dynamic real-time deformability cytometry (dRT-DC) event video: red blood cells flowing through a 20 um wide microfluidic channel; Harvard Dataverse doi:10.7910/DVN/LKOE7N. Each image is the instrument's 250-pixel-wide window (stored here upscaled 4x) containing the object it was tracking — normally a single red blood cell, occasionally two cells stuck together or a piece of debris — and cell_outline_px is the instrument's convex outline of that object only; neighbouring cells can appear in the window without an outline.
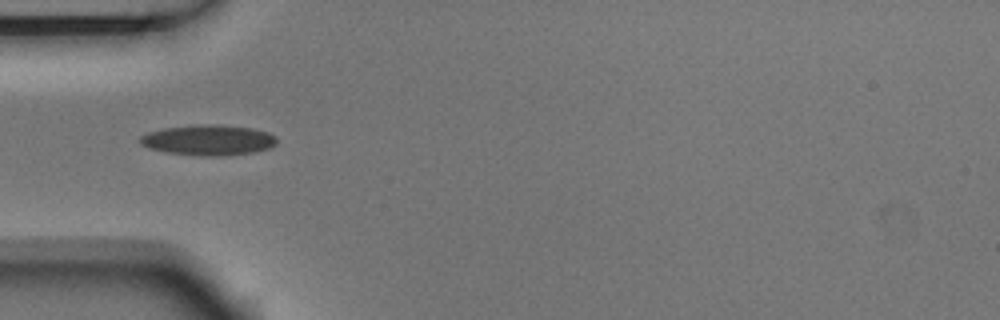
{"species": "Egyptian fruit bat (a non-hibernating species)", "species_latin": "Rousettus aegyptiacus", "temperature_condition": "room temperature", "stored_images_in_passage": 9, "camera_frame_rate_fps": 3000, "um_per_image_px": 0.085, "animal": {"sex": "male"}, "frame": {"image": 1, "passage_image": 4, "time_ms": 1.0, "image_size_px": [1000, 320], "cell_outline_px": [[276, 144], [268, 148], [252, 152], [216, 156], [200, 156], [168, 152], [148, 148], [140, 144], [140, 136], [148, 132], [164, 128], [208, 124], [252, 128], [268, 132], [276, 136]], "centroid_in_image_um": [17.7, 11.91], "position_along_channel_um": 67.3, "area_um2": 23.93}}
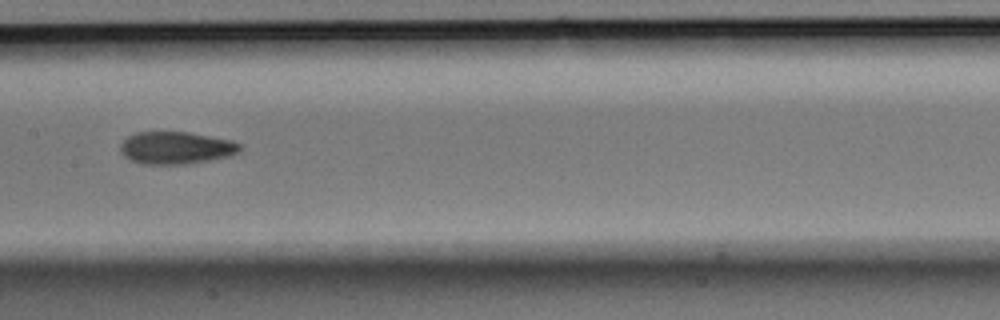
{"frame": {"image": 2, "passage_image": 7, "time_ms": 2.0, "image_size_px": [1000, 320], "cell_outline_px": [[240, 152], [228, 156], [188, 164], [140, 164], [124, 156], [120, 152], [120, 144], [128, 136], [136, 132], [188, 132], [232, 140], [240, 144]], "centroid_in_image_um": [14.94, 12.57], "position_along_channel_um": 192.5, "area_um2": 22.54}}
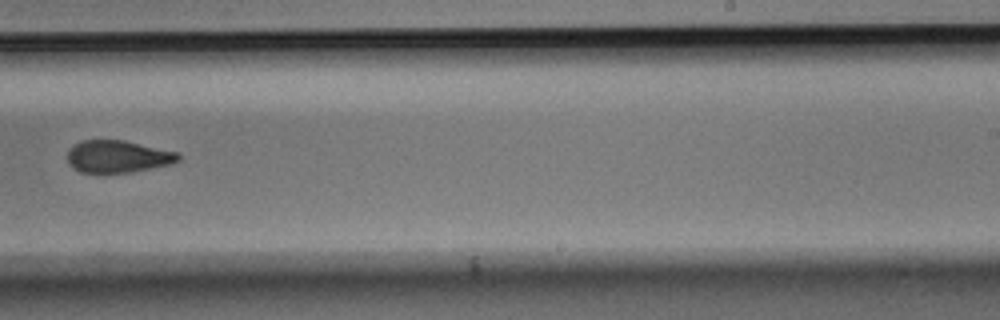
{"frame": {"image": 3, "passage_image": 9, "time_ms": 2.667, "image_size_px": [1000, 320], "cell_outline_px": [[180, 160], [172, 164], [132, 172], [80, 172], [72, 168], [68, 164], [68, 148], [72, 144], [80, 140], [124, 140], [180, 152]], "centroid_in_image_um": [10.01, 13.29], "position_along_channel_um": 279.0, "area_um2": 21.15}}